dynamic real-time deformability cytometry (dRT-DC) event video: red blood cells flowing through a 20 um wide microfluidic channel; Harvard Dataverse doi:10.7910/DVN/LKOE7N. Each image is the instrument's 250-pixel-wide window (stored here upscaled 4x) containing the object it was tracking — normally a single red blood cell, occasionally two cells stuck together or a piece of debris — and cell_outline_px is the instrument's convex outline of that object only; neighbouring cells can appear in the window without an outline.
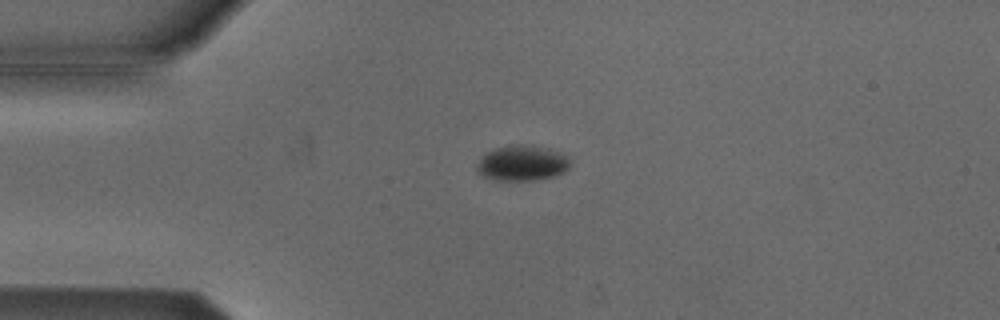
{"species": "Egyptian fruit bat (a non-hibernating species)", "species_latin": "Rousettus aegyptiacus", "temperature_condition": "cold", "stored_images_in_passage": 3, "camera_frame_rate_fps": 3000, "um_per_image_px": 0.085, "animal": {"sex": "male"}, "frame": {"image": 1, "passage_image": 1, "time_ms": 0.0, "image_size_px": [1000, 320], "cell_outline_px": [[568, 168], [564, 172], [556, 176], [536, 180], [496, 180], [484, 176], [476, 172], [476, 164], [484, 152], [508, 144], [532, 144], [552, 148], [568, 156]], "centroid_in_image_um": [44.36, 13.83], "position_along_channel_um": 40.6, "area_um2": 19.77}}